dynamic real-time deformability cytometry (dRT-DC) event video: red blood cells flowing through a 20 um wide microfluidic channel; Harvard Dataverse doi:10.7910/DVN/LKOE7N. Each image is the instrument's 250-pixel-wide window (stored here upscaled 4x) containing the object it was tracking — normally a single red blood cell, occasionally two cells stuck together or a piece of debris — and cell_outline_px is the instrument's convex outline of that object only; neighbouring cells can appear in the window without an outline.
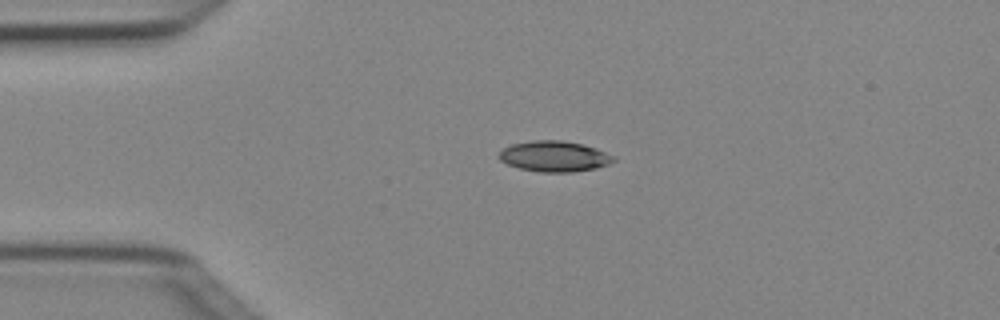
{"species": "Egyptian fruit bat (a non-hibernating species)", "species_latin": "Rousettus aegyptiacus", "temperature_condition": "cold", "stored_images_in_passage": 4, "camera_frame_rate_fps": 3000, "um_per_image_px": 0.085, "animal": {"sex": "female"}, "frame": {"image": 1, "passage_image": 2, "time_ms": 0.333, "image_size_px": [1000, 320], "cell_outline_px": [[616, 160], [608, 164], [596, 168], [572, 172], [540, 172], [520, 168], [508, 164], [500, 160], [496, 156], [504, 148], [512, 144], [532, 140], [560, 140], [580, 144], [596, 148], [616, 156]], "centroid_in_image_um": [47.12, 13.29], "position_along_channel_um": 37.9, "area_um2": 20.46}}
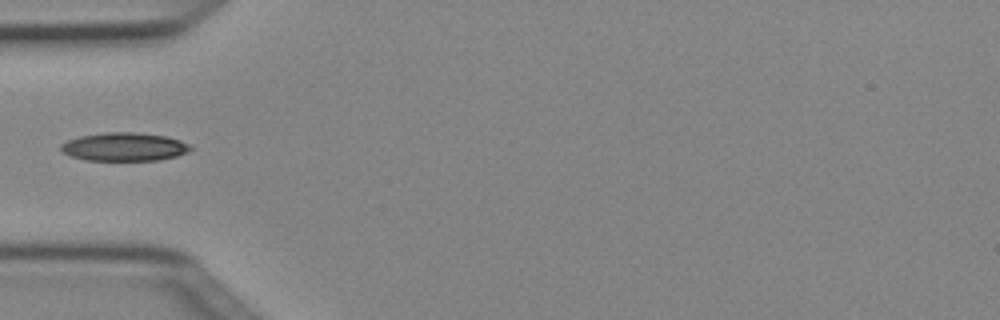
{"frame": {"image": 2, "passage_image": 3, "time_ms": 0.667, "image_size_px": [1000, 320], "cell_outline_px": [[192, 148], [188, 152], [176, 156], [160, 160], [88, 160], [72, 156], [64, 152], [60, 148], [60, 144], [68, 140], [80, 136], [104, 132], [136, 132], [164, 136], [180, 140], [188, 144]], "centroid_in_image_um": [10.57, 12.47], "position_along_channel_um": 74.4, "area_um2": 21.27}}
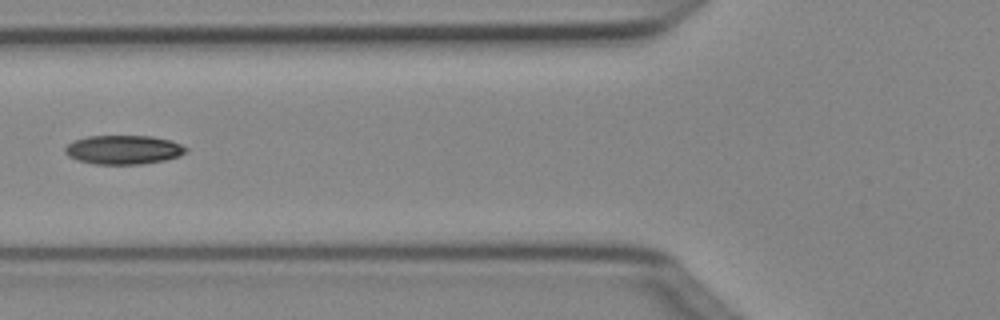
{"frame": {"image": 3, "passage_image": 4, "time_ms": 1.0, "image_size_px": [1000, 320], "cell_outline_px": [[188, 152], [180, 156], [164, 160], [140, 164], [96, 164], [80, 160], [68, 156], [64, 152], [64, 148], [68, 144], [76, 140], [88, 136], [152, 136], [172, 140], [188, 148]], "centroid_in_image_um": [10.54, 12.72], "position_along_channel_um": 115.3, "area_um2": 20.4}}